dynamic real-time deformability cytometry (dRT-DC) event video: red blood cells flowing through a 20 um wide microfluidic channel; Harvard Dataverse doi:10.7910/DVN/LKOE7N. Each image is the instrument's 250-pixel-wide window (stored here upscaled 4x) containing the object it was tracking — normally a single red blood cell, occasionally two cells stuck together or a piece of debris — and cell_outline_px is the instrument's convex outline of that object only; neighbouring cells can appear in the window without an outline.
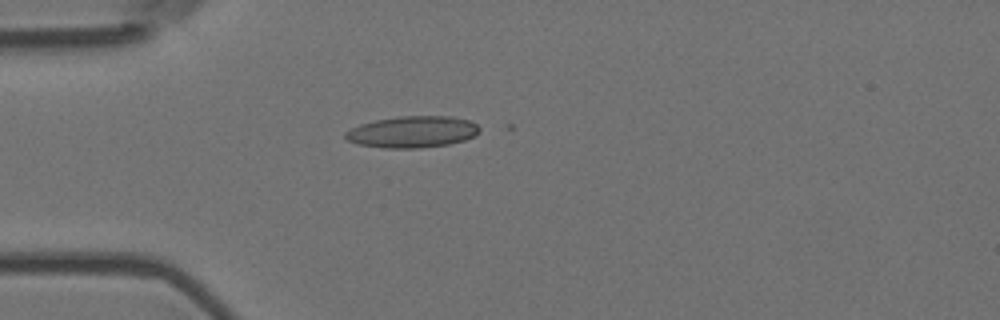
{"species": "Egyptian fruit bat (a non-hibernating species)", "species_latin": "Rousettus aegyptiacus", "temperature_condition": "room temperature", "stored_images_in_passage": 3, "camera_frame_rate_fps": 3000, "um_per_image_px": 0.085, "animal": {"sex": "female"}, "frame": {"image": 1, "passage_image": 1, "time_ms": 0.0, "image_size_px": [1000, 320], "cell_outline_px": [[480, 132], [476, 136], [464, 140], [448, 144], [420, 148], [384, 148], [360, 144], [348, 140], [344, 136], [344, 132], [360, 124], [376, 120], [400, 116], [452, 116], [468, 120], [476, 124], [480, 128]], "centroid_in_image_um": [35.09, 11.21], "position_along_channel_um": 49.9, "area_um2": 24.62}}